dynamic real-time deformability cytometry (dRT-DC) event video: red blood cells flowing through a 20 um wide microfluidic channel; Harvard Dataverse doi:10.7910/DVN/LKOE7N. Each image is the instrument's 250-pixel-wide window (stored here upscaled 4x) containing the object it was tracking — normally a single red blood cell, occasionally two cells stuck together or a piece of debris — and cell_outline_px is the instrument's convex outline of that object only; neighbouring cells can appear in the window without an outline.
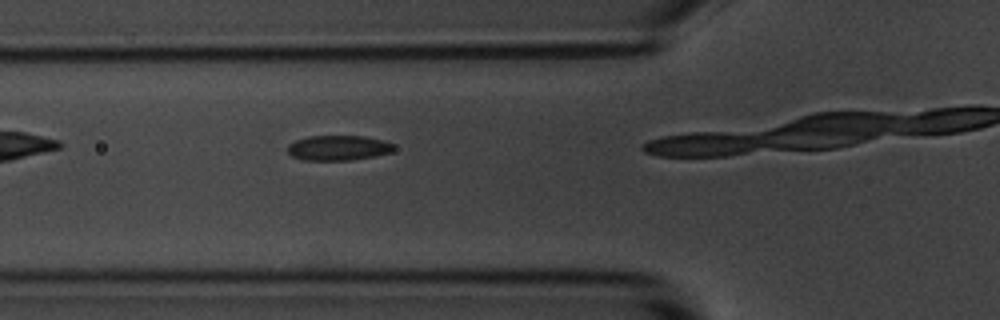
{"species": "common noctule bat (a hibernating species)", "species_latin": "Nyctalus noctula", "temperature_condition": "room temperature", "stored_images_in_passage": 4, "camera_frame_rate_fps": 3000, "um_per_image_px": 0.085, "animal": {"sex": "male", "body_mass_g": 20.1, "forearm_length_mm": 53.5}, "frame": {"image": 1, "passage_image": 3, "time_ms": 0.667, "image_size_px": [1000, 320], "cell_outline_px": [[396, 148], [392, 152], [372, 156], [348, 160], [304, 160], [292, 156], [288, 152], [288, 144], [296, 140], [308, 136], [364, 136], [384, 140], [392, 144]], "centroid_in_image_um": [28.75, 12.56], "position_along_channel_um": 97.0, "area_um2": 15.43}}